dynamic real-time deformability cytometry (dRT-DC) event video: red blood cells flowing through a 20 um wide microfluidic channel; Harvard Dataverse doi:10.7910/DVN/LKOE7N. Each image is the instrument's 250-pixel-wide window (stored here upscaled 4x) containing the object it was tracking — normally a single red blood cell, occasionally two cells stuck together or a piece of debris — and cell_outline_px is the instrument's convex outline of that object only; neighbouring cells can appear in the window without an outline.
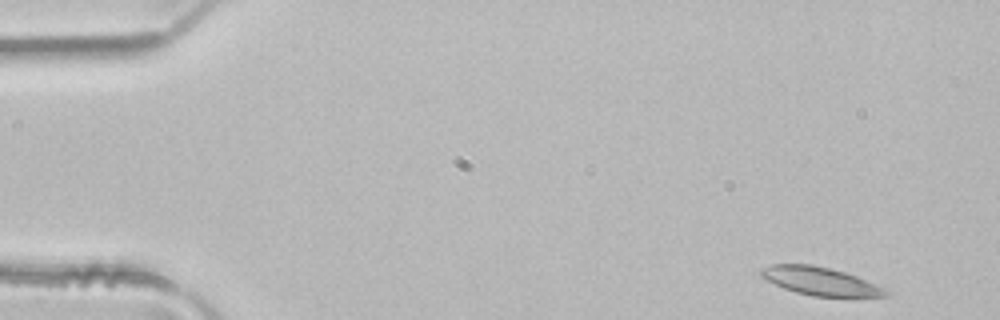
{"species": "common noctule bat (a hibernating species)", "species_latin": "Nyctalus noctula", "temperature_condition": "room temperature", "stored_images_in_passage": 4, "camera_frame_rate_fps": 3000, "um_per_image_px": 0.085, "animal": {"sex": "male", "body_mass_g": 21.5, "forearm_length_mm": 52.0}, "frame": {"image": 1, "passage_image": 1, "time_ms": 0.0, "image_size_px": [1000, 320], "cell_outline_px": [[888, 296], [812, 296], [796, 292], [784, 288], [760, 276], [760, 268], [772, 264], [812, 264], [844, 272], [856, 276], [884, 288], [888, 292]], "centroid_in_image_um": [69.67, 23.88], "position_along_channel_um": 15.3, "area_um2": 20.06}}
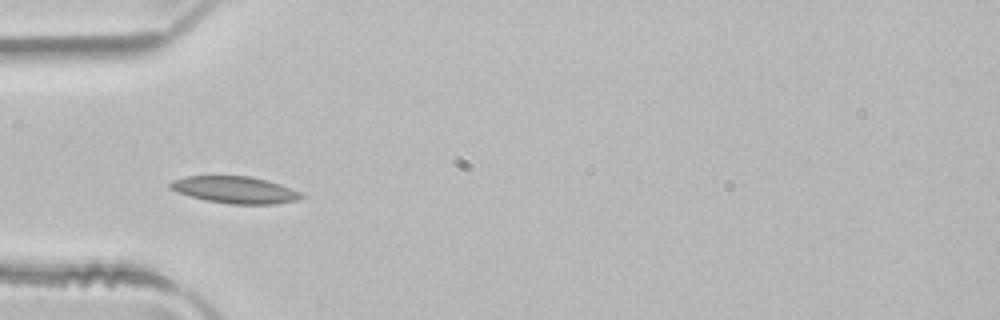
{"frame": {"image": 2, "passage_image": 4, "time_ms": 1.0, "image_size_px": [1000, 320], "cell_outline_px": [[304, 196], [300, 200], [276, 204], [228, 204], [208, 200], [192, 196], [168, 188], [168, 184], [172, 180], [188, 176], [248, 176], [268, 180], [292, 188], [300, 192]], "centroid_in_image_um": [20.02, 16.14], "position_along_channel_um": 65.0, "area_um2": 20.52}}